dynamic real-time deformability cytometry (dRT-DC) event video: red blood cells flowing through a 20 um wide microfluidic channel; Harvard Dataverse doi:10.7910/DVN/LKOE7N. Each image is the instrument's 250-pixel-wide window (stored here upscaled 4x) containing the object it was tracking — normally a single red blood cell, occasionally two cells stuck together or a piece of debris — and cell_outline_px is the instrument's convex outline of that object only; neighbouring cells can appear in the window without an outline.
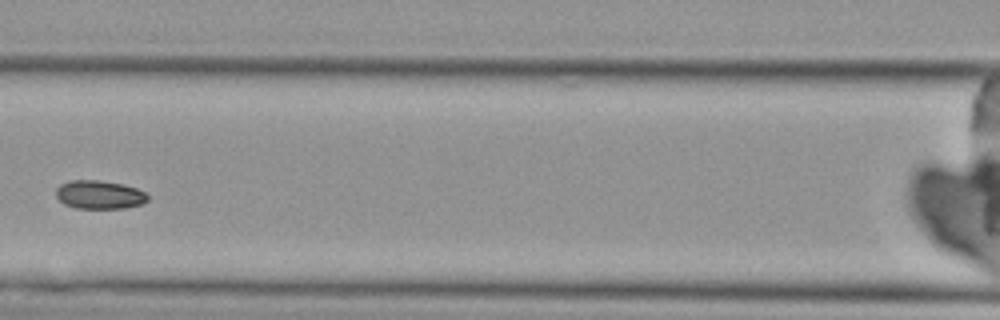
{"species": "Egyptian fruit bat (a non-hibernating species)", "species_latin": "Rousettus aegyptiacus", "temperature_condition": "cold", "stored_images_in_passage": 5, "camera_frame_rate_fps": 3000, "um_per_image_px": 0.085, "animal": {"sex": "female"}, "frame": {"image": 1, "passage_image": 3, "time_ms": 2.333, "image_size_px": [1000, 320], "cell_outline_px": [[148, 200], [144, 204], [124, 208], [76, 208], [64, 204], [56, 196], [56, 188], [60, 184], [72, 180], [100, 180], [124, 184], [136, 188], [144, 192], [148, 196]], "centroid_in_image_um": [8.46, 16.54], "position_along_channel_um": 158.1, "area_um2": 15.32}}
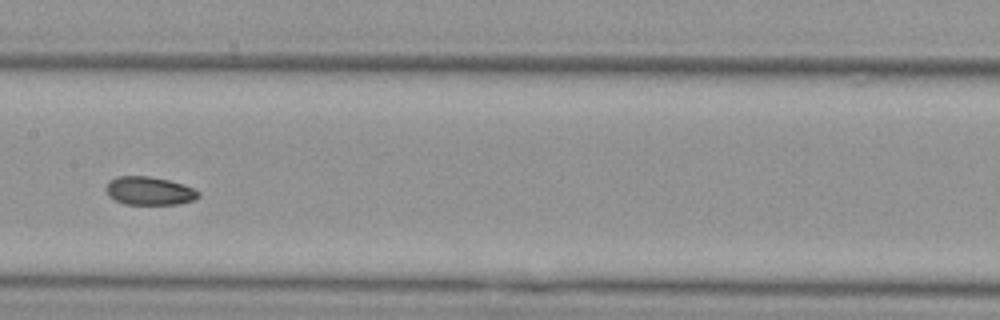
{"frame": {"image": 2, "passage_image": 4, "time_ms": 3.333, "image_size_px": [1000, 320], "cell_outline_px": [[200, 196], [196, 200], [176, 204], [124, 204], [108, 196], [104, 188], [108, 180], [116, 176], [148, 176], [168, 180], [184, 184], [200, 192]], "centroid_in_image_um": [12.67, 16.22], "position_along_channel_um": 194.7, "area_um2": 15.43}}
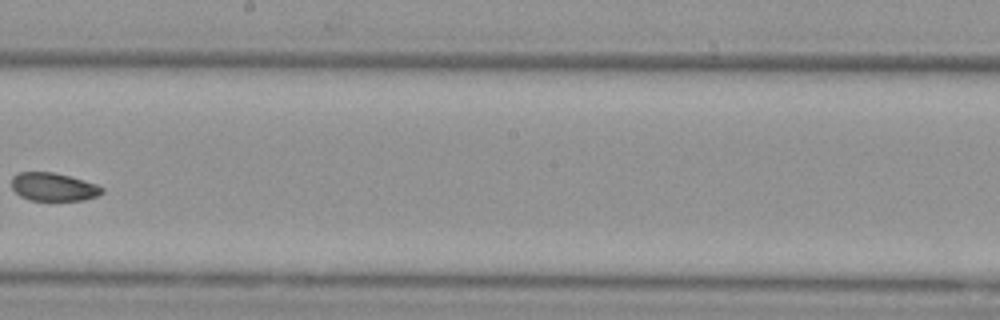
{"frame": {"image": 3, "passage_image": 5, "time_ms": 4.667, "image_size_px": [1000, 320], "cell_outline_px": [[104, 192], [96, 196], [84, 200], [28, 200], [20, 196], [12, 188], [12, 176], [20, 172], [52, 172], [84, 180], [96, 184], [104, 188]], "centroid_in_image_um": [4.54, 15.89], "position_along_channel_um": 243.7, "area_um2": 14.8}}